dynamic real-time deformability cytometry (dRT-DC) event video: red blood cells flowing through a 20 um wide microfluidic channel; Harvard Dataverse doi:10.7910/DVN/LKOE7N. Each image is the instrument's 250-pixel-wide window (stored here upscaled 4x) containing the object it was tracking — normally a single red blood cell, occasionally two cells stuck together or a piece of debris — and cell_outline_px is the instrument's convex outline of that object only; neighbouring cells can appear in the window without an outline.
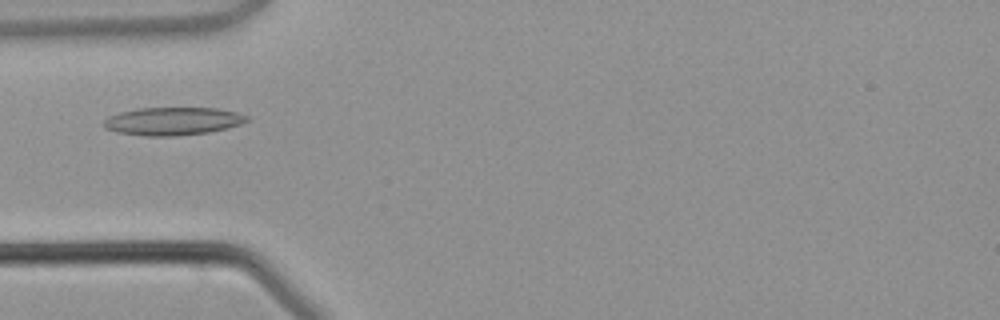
{"species": "common noctule bat (a hibernating species)", "species_latin": "Nyctalus noctula", "temperature_condition": "warm", "stored_images_in_passage": 3, "camera_frame_rate_fps": 3000, "um_per_image_px": 0.085, "animal": {"sex": "male", "body_mass_g": 21.5, "forearm_length_mm": 52.0}, "frame": {"image": 1, "passage_image": 3, "time_ms": 2.333, "image_size_px": [1000, 320], "cell_outline_px": [[248, 120], [240, 124], [228, 128], [208, 132], [176, 136], [144, 136], [116, 132], [104, 128], [104, 120], [108, 116], [120, 112], [136, 108], [216, 108], [236, 112], [248, 116]], "centroid_in_image_um": [14.66, 10.3], "position_along_channel_um": 70.3, "area_um2": 23.35}}